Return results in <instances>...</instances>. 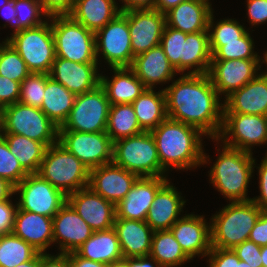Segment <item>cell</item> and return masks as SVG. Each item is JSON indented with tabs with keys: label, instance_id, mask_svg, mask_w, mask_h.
Returning <instances> with one entry per match:
<instances>
[{
	"label": "cell",
	"instance_id": "obj_1",
	"mask_svg": "<svg viewBox=\"0 0 267 267\" xmlns=\"http://www.w3.org/2000/svg\"><path fill=\"white\" fill-rule=\"evenodd\" d=\"M167 117L217 139L223 124L224 103L208 74H183L164 88Z\"/></svg>",
	"mask_w": 267,
	"mask_h": 267
},
{
	"label": "cell",
	"instance_id": "obj_2",
	"mask_svg": "<svg viewBox=\"0 0 267 267\" xmlns=\"http://www.w3.org/2000/svg\"><path fill=\"white\" fill-rule=\"evenodd\" d=\"M151 134L157 147L161 167L166 172L170 166L186 170L204 165L210 160L202 149L201 136L205 134L193 126L167 117L151 131Z\"/></svg>",
	"mask_w": 267,
	"mask_h": 267
},
{
	"label": "cell",
	"instance_id": "obj_3",
	"mask_svg": "<svg viewBox=\"0 0 267 267\" xmlns=\"http://www.w3.org/2000/svg\"><path fill=\"white\" fill-rule=\"evenodd\" d=\"M210 169V181L230 202L250 201L247 187L256 165L253 153L228 147L222 151Z\"/></svg>",
	"mask_w": 267,
	"mask_h": 267
},
{
	"label": "cell",
	"instance_id": "obj_4",
	"mask_svg": "<svg viewBox=\"0 0 267 267\" xmlns=\"http://www.w3.org/2000/svg\"><path fill=\"white\" fill-rule=\"evenodd\" d=\"M261 211L252 200L230 202L210 220L211 247L233 249L248 240Z\"/></svg>",
	"mask_w": 267,
	"mask_h": 267
},
{
	"label": "cell",
	"instance_id": "obj_5",
	"mask_svg": "<svg viewBox=\"0 0 267 267\" xmlns=\"http://www.w3.org/2000/svg\"><path fill=\"white\" fill-rule=\"evenodd\" d=\"M37 174L68 196L88 186L90 170L57 142L47 148Z\"/></svg>",
	"mask_w": 267,
	"mask_h": 267
},
{
	"label": "cell",
	"instance_id": "obj_6",
	"mask_svg": "<svg viewBox=\"0 0 267 267\" xmlns=\"http://www.w3.org/2000/svg\"><path fill=\"white\" fill-rule=\"evenodd\" d=\"M0 133L22 135L49 147L58 142L59 127L40 108L17 102L1 109Z\"/></svg>",
	"mask_w": 267,
	"mask_h": 267
},
{
	"label": "cell",
	"instance_id": "obj_7",
	"mask_svg": "<svg viewBox=\"0 0 267 267\" xmlns=\"http://www.w3.org/2000/svg\"><path fill=\"white\" fill-rule=\"evenodd\" d=\"M139 177H166L161 167L157 147L151 132L113 142V161Z\"/></svg>",
	"mask_w": 267,
	"mask_h": 267
},
{
	"label": "cell",
	"instance_id": "obj_8",
	"mask_svg": "<svg viewBox=\"0 0 267 267\" xmlns=\"http://www.w3.org/2000/svg\"><path fill=\"white\" fill-rule=\"evenodd\" d=\"M48 22L49 18L40 26L17 30L6 38L32 73L49 74L56 57L51 22Z\"/></svg>",
	"mask_w": 267,
	"mask_h": 267
},
{
	"label": "cell",
	"instance_id": "obj_9",
	"mask_svg": "<svg viewBox=\"0 0 267 267\" xmlns=\"http://www.w3.org/2000/svg\"><path fill=\"white\" fill-rule=\"evenodd\" d=\"M55 42L56 57L77 63H98L95 33L70 15L49 18Z\"/></svg>",
	"mask_w": 267,
	"mask_h": 267
},
{
	"label": "cell",
	"instance_id": "obj_10",
	"mask_svg": "<svg viewBox=\"0 0 267 267\" xmlns=\"http://www.w3.org/2000/svg\"><path fill=\"white\" fill-rule=\"evenodd\" d=\"M110 106L100 84L87 93L76 95L70 114L59 131L106 132Z\"/></svg>",
	"mask_w": 267,
	"mask_h": 267
},
{
	"label": "cell",
	"instance_id": "obj_11",
	"mask_svg": "<svg viewBox=\"0 0 267 267\" xmlns=\"http://www.w3.org/2000/svg\"><path fill=\"white\" fill-rule=\"evenodd\" d=\"M14 193L20 194L19 202H17L20 210L50 218H53L67 202V196L62 191L37 173L28 174L14 186Z\"/></svg>",
	"mask_w": 267,
	"mask_h": 267
},
{
	"label": "cell",
	"instance_id": "obj_12",
	"mask_svg": "<svg viewBox=\"0 0 267 267\" xmlns=\"http://www.w3.org/2000/svg\"><path fill=\"white\" fill-rule=\"evenodd\" d=\"M212 140H221L228 147L252 153L253 145L267 144V117L224 113L221 132L217 139Z\"/></svg>",
	"mask_w": 267,
	"mask_h": 267
},
{
	"label": "cell",
	"instance_id": "obj_13",
	"mask_svg": "<svg viewBox=\"0 0 267 267\" xmlns=\"http://www.w3.org/2000/svg\"><path fill=\"white\" fill-rule=\"evenodd\" d=\"M96 58L106 60L109 67H130L134 56L128 19L120 12L112 21L95 33Z\"/></svg>",
	"mask_w": 267,
	"mask_h": 267
},
{
	"label": "cell",
	"instance_id": "obj_14",
	"mask_svg": "<svg viewBox=\"0 0 267 267\" xmlns=\"http://www.w3.org/2000/svg\"><path fill=\"white\" fill-rule=\"evenodd\" d=\"M58 142L89 170L113 161V142L107 132L59 131Z\"/></svg>",
	"mask_w": 267,
	"mask_h": 267
},
{
	"label": "cell",
	"instance_id": "obj_15",
	"mask_svg": "<svg viewBox=\"0 0 267 267\" xmlns=\"http://www.w3.org/2000/svg\"><path fill=\"white\" fill-rule=\"evenodd\" d=\"M128 19L133 56L160 45L166 25L165 13L154 8L121 11Z\"/></svg>",
	"mask_w": 267,
	"mask_h": 267
},
{
	"label": "cell",
	"instance_id": "obj_16",
	"mask_svg": "<svg viewBox=\"0 0 267 267\" xmlns=\"http://www.w3.org/2000/svg\"><path fill=\"white\" fill-rule=\"evenodd\" d=\"M260 63H265V58L211 60L208 75L217 93L227 97L258 75Z\"/></svg>",
	"mask_w": 267,
	"mask_h": 267
},
{
	"label": "cell",
	"instance_id": "obj_17",
	"mask_svg": "<svg viewBox=\"0 0 267 267\" xmlns=\"http://www.w3.org/2000/svg\"><path fill=\"white\" fill-rule=\"evenodd\" d=\"M67 202L75 209L93 231L113 227L116 216L115 205L105 200L90 187H84L67 196Z\"/></svg>",
	"mask_w": 267,
	"mask_h": 267
},
{
	"label": "cell",
	"instance_id": "obj_18",
	"mask_svg": "<svg viewBox=\"0 0 267 267\" xmlns=\"http://www.w3.org/2000/svg\"><path fill=\"white\" fill-rule=\"evenodd\" d=\"M138 178L112 162L90 170L88 187L116 205L126 197Z\"/></svg>",
	"mask_w": 267,
	"mask_h": 267
},
{
	"label": "cell",
	"instance_id": "obj_19",
	"mask_svg": "<svg viewBox=\"0 0 267 267\" xmlns=\"http://www.w3.org/2000/svg\"><path fill=\"white\" fill-rule=\"evenodd\" d=\"M52 220L53 243L59 244L63 254L75 252L94 232L68 202Z\"/></svg>",
	"mask_w": 267,
	"mask_h": 267
},
{
	"label": "cell",
	"instance_id": "obj_20",
	"mask_svg": "<svg viewBox=\"0 0 267 267\" xmlns=\"http://www.w3.org/2000/svg\"><path fill=\"white\" fill-rule=\"evenodd\" d=\"M166 177H139L126 197L115 205V218L145 221L157 191Z\"/></svg>",
	"mask_w": 267,
	"mask_h": 267
},
{
	"label": "cell",
	"instance_id": "obj_21",
	"mask_svg": "<svg viewBox=\"0 0 267 267\" xmlns=\"http://www.w3.org/2000/svg\"><path fill=\"white\" fill-rule=\"evenodd\" d=\"M170 230L191 260L196 255L206 257L211 251L210 223L208 225L204 215L186 214L178 219Z\"/></svg>",
	"mask_w": 267,
	"mask_h": 267
},
{
	"label": "cell",
	"instance_id": "obj_22",
	"mask_svg": "<svg viewBox=\"0 0 267 267\" xmlns=\"http://www.w3.org/2000/svg\"><path fill=\"white\" fill-rule=\"evenodd\" d=\"M99 63H77L55 57L49 76L75 95L87 93L100 84Z\"/></svg>",
	"mask_w": 267,
	"mask_h": 267
},
{
	"label": "cell",
	"instance_id": "obj_23",
	"mask_svg": "<svg viewBox=\"0 0 267 267\" xmlns=\"http://www.w3.org/2000/svg\"><path fill=\"white\" fill-rule=\"evenodd\" d=\"M224 98V113L267 116V74L260 72L253 80Z\"/></svg>",
	"mask_w": 267,
	"mask_h": 267
},
{
	"label": "cell",
	"instance_id": "obj_24",
	"mask_svg": "<svg viewBox=\"0 0 267 267\" xmlns=\"http://www.w3.org/2000/svg\"><path fill=\"white\" fill-rule=\"evenodd\" d=\"M130 68L146 88L173 80L178 72L168 61L163 48L159 45L134 57Z\"/></svg>",
	"mask_w": 267,
	"mask_h": 267
},
{
	"label": "cell",
	"instance_id": "obj_25",
	"mask_svg": "<svg viewBox=\"0 0 267 267\" xmlns=\"http://www.w3.org/2000/svg\"><path fill=\"white\" fill-rule=\"evenodd\" d=\"M170 183L167 181L157 191L145 220L153 231L170 230L173 224L181 218L179 215L186 201Z\"/></svg>",
	"mask_w": 267,
	"mask_h": 267
},
{
	"label": "cell",
	"instance_id": "obj_26",
	"mask_svg": "<svg viewBox=\"0 0 267 267\" xmlns=\"http://www.w3.org/2000/svg\"><path fill=\"white\" fill-rule=\"evenodd\" d=\"M113 228L117 234L123 258H136L150 254L154 231L146 221L115 218Z\"/></svg>",
	"mask_w": 267,
	"mask_h": 267
},
{
	"label": "cell",
	"instance_id": "obj_27",
	"mask_svg": "<svg viewBox=\"0 0 267 267\" xmlns=\"http://www.w3.org/2000/svg\"><path fill=\"white\" fill-rule=\"evenodd\" d=\"M12 233L40 253L53 243V220L50 217L17 208Z\"/></svg>",
	"mask_w": 267,
	"mask_h": 267
},
{
	"label": "cell",
	"instance_id": "obj_28",
	"mask_svg": "<svg viewBox=\"0 0 267 267\" xmlns=\"http://www.w3.org/2000/svg\"><path fill=\"white\" fill-rule=\"evenodd\" d=\"M211 5L209 0L183 1L165 13L166 25L185 33L208 31Z\"/></svg>",
	"mask_w": 267,
	"mask_h": 267
},
{
	"label": "cell",
	"instance_id": "obj_29",
	"mask_svg": "<svg viewBox=\"0 0 267 267\" xmlns=\"http://www.w3.org/2000/svg\"><path fill=\"white\" fill-rule=\"evenodd\" d=\"M114 76L111 80L100 75V85L106 92L111 105L131 104L146 89L130 67L111 68Z\"/></svg>",
	"mask_w": 267,
	"mask_h": 267
},
{
	"label": "cell",
	"instance_id": "obj_30",
	"mask_svg": "<svg viewBox=\"0 0 267 267\" xmlns=\"http://www.w3.org/2000/svg\"><path fill=\"white\" fill-rule=\"evenodd\" d=\"M120 12L115 0H75L70 16L88 30L96 33Z\"/></svg>",
	"mask_w": 267,
	"mask_h": 267
},
{
	"label": "cell",
	"instance_id": "obj_31",
	"mask_svg": "<svg viewBox=\"0 0 267 267\" xmlns=\"http://www.w3.org/2000/svg\"><path fill=\"white\" fill-rule=\"evenodd\" d=\"M80 257L99 263L110 264L123 258L114 228L94 231L76 251Z\"/></svg>",
	"mask_w": 267,
	"mask_h": 267
},
{
	"label": "cell",
	"instance_id": "obj_32",
	"mask_svg": "<svg viewBox=\"0 0 267 267\" xmlns=\"http://www.w3.org/2000/svg\"><path fill=\"white\" fill-rule=\"evenodd\" d=\"M131 104L140 128L144 132H151L167 118L164 89L155 92L153 89L146 88Z\"/></svg>",
	"mask_w": 267,
	"mask_h": 267
},
{
	"label": "cell",
	"instance_id": "obj_33",
	"mask_svg": "<svg viewBox=\"0 0 267 267\" xmlns=\"http://www.w3.org/2000/svg\"><path fill=\"white\" fill-rule=\"evenodd\" d=\"M75 97L74 93L49 76L46 80L44 98L40 109L54 124L61 127L70 114Z\"/></svg>",
	"mask_w": 267,
	"mask_h": 267
},
{
	"label": "cell",
	"instance_id": "obj_34",
	"mask_svg": "<svg viewBox=\"0 0 267 267\" xmlns=\"http://www.w3.org/2000/svg\"><path fill=\"white\" fill-rule=\"evenodd\" d=\"M211 60L208 31L188 33L184 42V72L190 71L184 74H208Z\"/></svg>",
	"mask_w": 267,
	"mask_h": 267
},
{
	"label": "cell",
	"instance_id": "obj_35",
	"mask_svg": "<svg viewBox=\"0 0 267 267\" xmlns=\"http://www.w3.org/2000/svg\"><path fill=\"white\" fill-rule=\"evenodd\" d=\"M10 152L18 159L21 167L28 173H38L47 146L41 142L18 134H2Z\"/></svg>",
	"mask_w": 267,
	"mask_h": 267
},
{
	"label": "cell",
	"instance_id": "obj_36",
	"mask_svg": "<svg viewBox=\"0 0 267 267\" xmlns=\"http://www.w3.org/2000/svg\"><path fill=\"white\" fill-rule=\"evenodd\" d=\"M161 267H177L190 262L171 230L154 231L149 254Z\"/></svg>",
	"mask_w": 267,
	"mask_h": 267
},
{
	"label": "cell",
	"instance_id": "obj_37",
	"mask_svg": "<svg viewBox=\"0 0 267 267\" xmlns=\"http://www.w3.org/2000/svg\"><path fill=\"white\" fill-rule=\"evenodd\" d=\"M106 132L112 142L144 132L140 128L132 104L110 106Z\"/></svg>",
	"mask_w": 267,
	"mask_h": 267
},
{
	"label": "cell",
	"instance_id": "obj_38",
	"mask_svg": "<svg viewBox=\"0 0 267 267\" xmlns=\"http://www.w3.org/2000/svg\"><path fill=\"white\" fill-rule=\"evenodd\" d=\"M39 251L13 233L0 235V267H15L33 259Z\"/></svg>",
	"mask_w": 267,
	"mask_h": 267
},
{
	"label": "cell",
	"instance_id": "obj_39",
	"mask_svg": "<svg viewBox=\"0 0 267 267\" xmlns=\"http://www.w3.org/2000/svg\"><path fill=\"white\" fill-rule=\"evenodd\" d=\"M212 60L260 59L249 31L237 41L209 42Z\"/></svg>",
	"mask_w": 267,
	"mask_h": 267
},
{
	"label": "cell",
	"instance_id": "obj_40",
	"mask_svg": "<svg viewBox=\"0 0 267 267\" xmlns=\"http://www.w3.org/2000/svg\"><path fill=\"white\" fill-rule=\"evenodd\" d=\"M30 73L19 53L6 40L0 43V75L21 83Z\"/></svg>",
	"mask_w": 267,
	"mask_h": 267
},
{
	"label": "cell",
	"instance_id": "obj_41",
	"mask_svg": "<svg viewBox=\"0 0 267 267\" xmlns=\"http://www.w3.org/2000/svg\"><path fill=\"white\" fill-rule=\"evenodd\" d=\"M188 33L165 25L160 46L178 73H184V42Z\"/></svg>",
	"mask_w": 267,
	"mask_h": 267
},
{
	"label": "cell",
	"instance_id": "obj_42",
	"mask_svg": "<svg viewBox=\"0 0 267 267\" xmlns=\"http://www.w3.org/2000/svg\"><path fill=\"white\" fill-rule=\"evenodd\" d=\"M16 10L15 31L40 26L41 17L47 18L38 0H14Z\"/></svg>",
	"mask_w": 267,
	"mask_h": 267
},
{
	"label": "cell",
	"instance_id": "obj_43",
	"mask_svg": "<svg viewBox=\"0 0 267 267\" xmlns=\"http://www.w3.org/2000/svg\"><path fill=\"white\" fill-rule=\"evenodd\" d=\"M49 74L30 73L22 82L19 103L41 108L44 98L46 80Z\"/></svg>",
	"mask_w": 267,
	"mask_h": 267
},
{
	"label": "cell",
	"instance_id": "obj_44",
	"mask_svg": "<svg viewBox=\"0 0 267 267\" xmlns=\"http://www.w3.org/2000/svg\"><path fill=\"white\" fill-rule=\"evenodd\" d=\"M213 11L210 14L208 20V35L209 42H231L237 41L241 38L248 30L237 20L234 19H223L214 25Z\"/></svg>",
	"mask_w": 267,
	"mask_h": 267
},
{
	"label": "cell",
	"instance_id": "obj_45",
	"mask_svg": "<svg viewBox=\"0 0 267 267\" xmlns=\"http://www.w3.org/2000/svg\"><path fill=\"white\" fill-rule=\"evenodd\" d=\"M27 175L28 173L21 167L18 159L10 152L7 141L0 133V177L16 186Z\"/></svg>",
	"mask_w": 267,
	"mask_h": 267
},
{
	"label": "cell",
	"instance_id": "obj_46",
	"mask_svg": "<svg viewBox=\"0 0 267 267\" xmlns=\"http://www.w3.org/2000/svg\"><path fill=\"white\" fill-rule=\"evenodd\" d=\"M233 251L241 261L247 262L251 267H262L261 246L249 239L236 245Z\"/></svg>",
	"mask_w": 267,
	"mask_h": 267
},
{
	"label": "cell",
	"instance_id": "obj_47",
	"mask_svg": "<svg viewBox=\"0 0 267 267\" xmlns=\"http://www.w3.org/2000/svg\"><path fill=\"white\" fill-rule=\"evenodd\" d=\"M20 88V82L0 75V109L19 101Z\"/></svg>",
	"mask_w": 267,
	"mask_h": 267
},
{
	"label": "cell",
	"instance_id": "obj_48",
	"mask_svg": "<svg viewBox=\"0 0 267 267\" xmlns=\"http://www.w3.org/2000/svg\"><path fill=\"white\" fill-rule=\"evenodd\" d=\"M207 256L209 267H237L240 261L233 249L211 248Z\"/></svg>",
	"mask_w": 267,
	"mask_h": 267
},
{
	"label": "cell",
	"instance_id": "obj_49",
	"mask_svg": "<svg viewBox=\"0 0 267 267\" xmlns=\"http://www.w3.org/2000/svg\"><path fill=\"white\" fill-rule=\"evenodd\" d=\"M48 18L53 16L70 15L75 0H38Z\"/></svg>",
	"mask_w": 267,
	"mask_h": 267
},
{
	"label": "cell",
	"instance_id": "obj_50",
	"mask_svg": "<svg viewBox=\"0 0 267 267\" xmlns=\"http://www.w3.org/2000/svg\"><path fill=\"white\" fill-rule=\"evenodd\" d=\"M17 208L11 199L0 201V235L12 233Z\"/></svg>",
	"mask_w": 267,
	"mask_h": 267
},
{
	"label": "cell",
	"instance_id": "obj_51",
	"mask_svg": "<svg viewBox=\"0 0 267 267\" xmlns=\"http://www.w3.org/2000/svg\"><path fill=\"white\" fill-rule=\"evenodd\" d=\"M247 15L253 25L267 22V0H247Z\"/></svg>",
	"mask_w": 267,
	"mask_h": 267
},
{
	"label": "cell",
	"instance_id": "obj_52",
	"mask_svg": "<svg viewBox=\"0 0 267 267\" xmlns=\"http://www.w3.org/2000/svg\"><path fill=\"white\" fill-rule=\"evenodd\" d=\"M262 162L257 167L259 173V190L260 196L254 197L251 200L258 205L262 210H267V154Z\"/></svg>",
	"mask_w": 267,
	"mask_h": 267
},
{
	"label": "cell",
	"instance_id": "obj_53",
	"mask_svg": "<svg viewBox=\"0 0 267 267\" xmlns=\"http://www.w3.org/2000/svg\"><path fill=\"white\" fill-rule=\"evenodd\" d=\"M249 240L256 245H267V210H262L261 214L251 230Z\"/></svg>",
	"mask_w": 267,
	"mask_h": 267
},
{
	"label": "cell",
	"instance_id": "obj_54",
	"mask_svg": "<svg viewBox=\"0 0 267 267\" xmlns=\"http://www.w3.org/2000/svg\"><path fill=\"white\" fill-rule=\"evenodd\" d=\"M38 267H69L68 255L58 253V255H51L45 253H38Z\"/></svg>",
	"mask_w": 267,
	"mask_h": 267
},
{
	"label": "cell",
	"instance_id": "obj_55",
	"mask_svg": "<svg viewBox=\"0 0 267 267\" xmlns=\"http://www.w3.org/2000/svg\"><path fill=\"white\" fill-rule=\"evenodd\" d=\"M69 267H107L105 263H99L80 257L76 252L67 253Z\"/></svg>",
	"mask_w": 267,
	"mask_h": 267
},
{
	"label": "cell",
	"instance_id": "obj_56",
	"mask_svg": "<svg viewBox=\"0 0 267 267\" xmlns=\"http://www.w3.org/2000/svg\"><path fill=\"white\" fill-rule=\"evenodd\" d=\"M124 5L120 7L121 11L131 9L154 8L156 0H121Z\"/></svg>",
	"mask_w": 267,
	"mask_h": 267
},
{
	"label": "cell",
	"instance_id": "obj_57",
	"mask_svg": "<svg viewBox=\"0 0 267 267\" xmlns=\"http://www.w3.org/2000/svg\"><path fill=\"white\" fill-rule=\"evenodd\" d=\"M1 8L4 12H2V16L7 20L8 23L11 24V26L14 28L15 32V20H16V10L14 7V0H3L1 1ZM1 9V10H2Z\"/></svg>",
	"mask_w": 267,
	"mask_h": 267
},
{
	"label": "cell",
	"instance_id": "obj_58",
	"mask_svg": "<svg viewBox=\"0 0 267 267\" xmlns=\"http://www.w3.org/2000/svg\"><path fill=\"white\" fill-rule=\"evenodd\" d=\"M130 267H161L150 255L130 258Z\"/></svg>",
	"mask_w": 267,
	"mask_h": 267
},
{
	"label": "cell",
	"instance_id": "obj_59",
	"mask_svg": "<svg viewBox=\"0 0 267 267\" xmlns=\"http://www.w3.org/2000/svg\"><path fill=\"white\" fill-rule=\"evenodd\" d=\"M13 194H15L14 185L0 177V201H5L11 198Z\"/></svg>",
	"mask_w": 267,
	"mask_h": 267
},
{
	"label": "cell",
	"instance_id": "obj_60",
	"mask_svg": "<svg viewBox=\"0 0 267 267\" xmlns=\"http://www.w3.org/2000/svg\"><path fill=\"white\" fill-rule=\"evenodd\" d=\"M186 0H156L154 9L166 13L171 8Z\"/></svg>",
	"mask_w": 267,
	"mask_h": 267
},
{
	"label": "cell",
	"instance_id": "obj_61",
	"mask_svg": "<svg viewBox=\"0 0 267 267\" xmlns=\"http://www.w3.org/2000/svg\"><path fill=\"white\" fill-rule=\"evenodd\" d=\"M107 267H130V258H121L108 264Z\"/></svg>",
	"mask_w": 267,
	"mask_h": 267
},
{
	"label": "cell",
	"instance_id": "obj_62",
	"mask_svg": "<svg viewBox=\"0 0 267 267\" xmlns=\"http://www.w3.org/2000/svg\"><path fill=\"white\" fill-rule=\"evenodd\" d=\"M15 267H38V254L33 259L25 263L19 264Z\"/></svg>",
	"mask_w": 267,
	"mask_h": 267
},
{
	"label": "cell",
	"instance_id": "obj_63",
	"mask_svg": "<svg viewBox=\"0 0 267 267\" xmlns=\"http://www.w3.org/2000/svg\"><path fill=\"white\" fill-rule=\"evenodd\" d=\"M262 267H267V245L261 246Z\"/></svg>",
	"mask_w": 267,
	"mask_h": 267
},
{
	"label": "cell",
	"instance_id": "obj_64",
	"mask_svg": "<svg viewBox=\"0 0 267 267\" xmlns=\"http://www.w3.org/2000/svg\"><path fill=\"white\" fill-rule=\"evenodd\" d=\"M237 267H251V265H249L247 262L240 260L239 263L237 264Z\"/></svg>",
	"mask_w": 267,
	"mask_h": 267
},
{
	"label": "cell",
	"instance_id": "obj_65",
	"mask_svg": "<svg viewBox=\"0 0 267 267\" xmlns=\"http://www.w3.org/2000/svg\"><path fill=\"white\" fill-rule=\"evenodd\" d=\"M263 58L267 59V51L265 52Z\"/></svg>",
	"mask_w": 267,
	"mask_h": 267
}]
</instances>
